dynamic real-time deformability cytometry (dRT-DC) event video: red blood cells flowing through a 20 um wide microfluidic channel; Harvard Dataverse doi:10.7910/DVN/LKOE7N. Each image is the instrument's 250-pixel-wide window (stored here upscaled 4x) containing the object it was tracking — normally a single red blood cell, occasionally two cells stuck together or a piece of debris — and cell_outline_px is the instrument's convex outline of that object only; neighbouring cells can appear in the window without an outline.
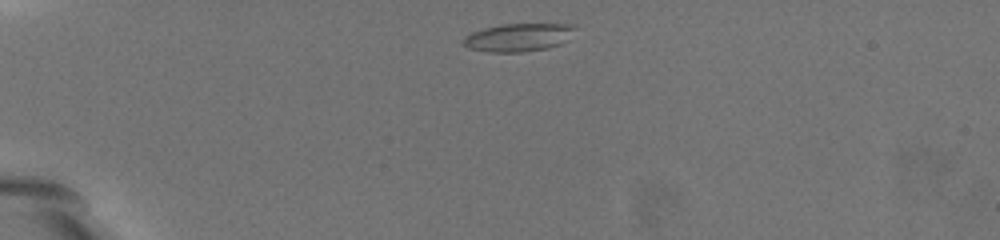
{"species": "common noctule bat (a hibernating species)", "species_latin": "Nyctalus noctula", "temperature_condition": "warm", "stored_images_in_passage": 42, "camera_frame_rate_fps": 3000, "um_per_image_px": 0.085, "animal": {"sex": "female", "body_mass_g": 19.5, "forearm_length_mm": 54.1}, "frame": {"image": 1, "passage_image": 3, "time_ms": 0.667, "image_size_px": [1000, 240], "cell_outline_px": [[576, 28], [568, 40], [560, 44], [548, 48], [520, 52], [488, 52], [468, 48], [464, 44], [464, 36], [472, 32], [484, 28], [500, 24], [572, 24]], "centroid_in_image_um": [44.07, 3.17], "position_along_channel_um": 40.9, "area_um2": 18.26}}
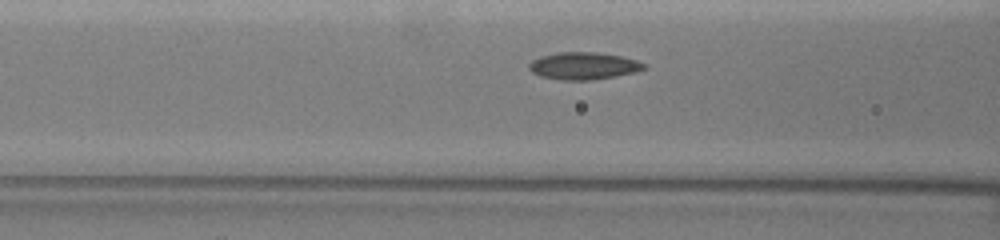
{"frame": {"image": 2, "passage_image": 15, "time_ms": 4.667, "image_size_px": [1000, 240], "cell_outline_px": [[648, 68], [636, 72], [588, 80], [560, 80], [540, 76], [532, 72], [528, 68], [528, 64], [532, 60], [540, 56], [560, 52], [596, 52], [620, 56], [636, 60], [648, 64]], "centroid_in_image_um": [49.6, 5.59], "position_along_channel_um": 117.0, "area_um2": 18.26}}
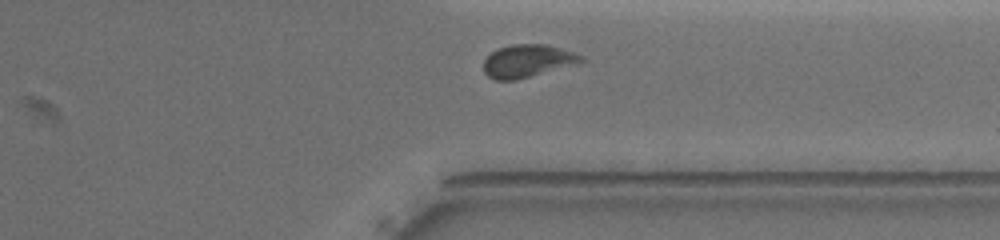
{"frame": {"image": 3, "passage_image": 38, "time_ms": 12.333, "image_size_px": [1000, 240], "cell_outline_px": [[584, 60], [580, 64], [516, 80], [496, 80], [488, 76], [484, 72], [484, 60], [492, 52], [500, 48], [512, 44], [544, 44], [560, 48], [584, 56]], "centroid_in_image_um": [44.88, 5.19], "position_along_channel_um": 366.5, "area_um2": 18.67}, "authors_computed_cell_mechanics": {"area_um2": 18.496, "velocity_mm_per_s": 3.2611, "shape_relaxation_time_tau1_ms": 6.8846, "shape_relaxation_time_tau2_ms": 2.3697, "deformation_change_tau1": 0.1395, "deformation_change_tau2": 0.089}}